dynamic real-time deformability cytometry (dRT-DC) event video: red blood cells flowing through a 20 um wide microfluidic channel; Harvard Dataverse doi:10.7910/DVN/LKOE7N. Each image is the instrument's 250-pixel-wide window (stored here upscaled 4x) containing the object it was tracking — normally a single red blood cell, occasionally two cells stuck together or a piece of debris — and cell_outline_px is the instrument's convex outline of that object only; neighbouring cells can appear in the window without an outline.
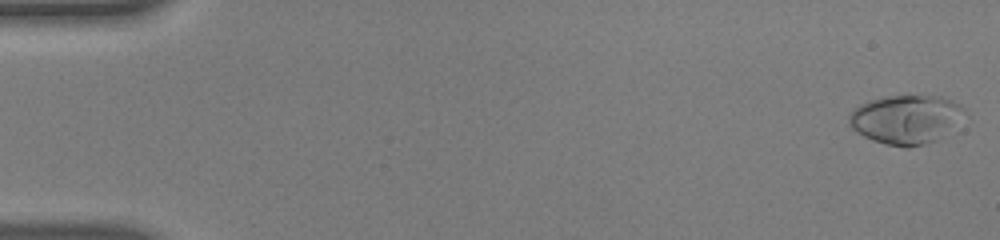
{"species": "human", "species_latin": "Homo sapiens", "temperature_condition": "warm", "stored_images_in_passage": 55, "camera_frame_rate_fps": 3000, "um_per_image_px": 0.085, "donor": {"sex": "male"}, "frame": {"image": 1, "passage_image": 1, "time_ms": 0.0, "image_size_px": [1000, 240], "cell_outline_px": [[968, 116], [936, 140], [924, 144], [908, 148], [904, 148], [872, 140], [856, 132], [848, 124], [848, 116], [860, 104], [872, 100], [888, 96], [940, 96], [952, 100], [960, 104], [964, 108]], "centroid_in_image_um": [77.05, 10.15], "position_along_channel_um": 8.0, "area_um2": 33.0}}
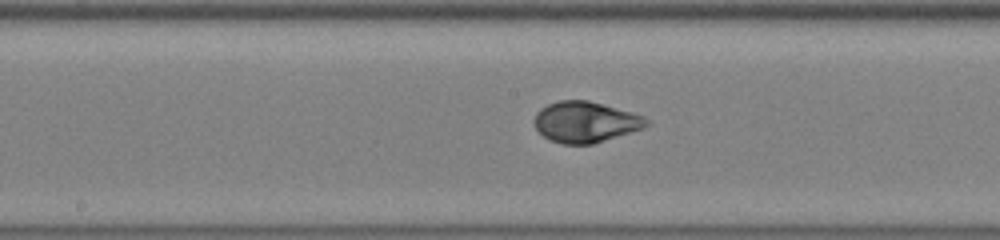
{"frame": {"image": 2, "passage_image": 29, "time_ms": 9.333, "image_size_px": [1000, 240], "cell_outline_px": [[652, 124], [644, 128], [592, 144], [564, 144], [552, 140], [544, 136], [536, 128], [532, 120], [536, 112], [540, 108], [548, 104], [560, 100], [588, 100], [644, 116], [652, 120]], "centroid_in_image_um": [49.78, 10.36], "position_along_channel_um": 198.4, "area_um2": 26.76}}
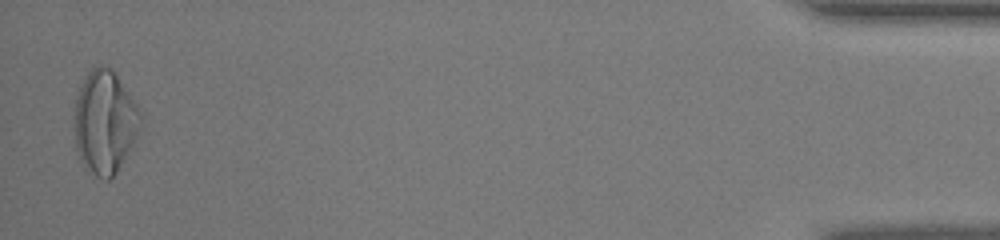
{"frame": {"image": 3, "passage_image": 54, "time_ms": 17.667, "image_size_px": [1000, 240], "cell_outline_px": [[140, 128], [136, 140], [116, 172], [108, 180], [104, 180], [96, 176], [80, 160], [76, 148], [72, 124], [76, 96], [88, 72], [92, 68], [100, 64], [112, 68], [136, 104], [140, 112]], "centroid_in_image_um": [8.88, 10.37], "position_along_channel_um": 426.3, "area_um2": 39.82}, "authors_computed_cell_mechanics": {"area_um2": 28.7266, "velocity_mm_per_s": 3.7899, "shape_relaxation_time_tau1_ms": 8.3309, "shape_relaxation_time_tau2_ms": null, "deformation_change_tau1": 0.3033, "deformation_change_tau2": null}}